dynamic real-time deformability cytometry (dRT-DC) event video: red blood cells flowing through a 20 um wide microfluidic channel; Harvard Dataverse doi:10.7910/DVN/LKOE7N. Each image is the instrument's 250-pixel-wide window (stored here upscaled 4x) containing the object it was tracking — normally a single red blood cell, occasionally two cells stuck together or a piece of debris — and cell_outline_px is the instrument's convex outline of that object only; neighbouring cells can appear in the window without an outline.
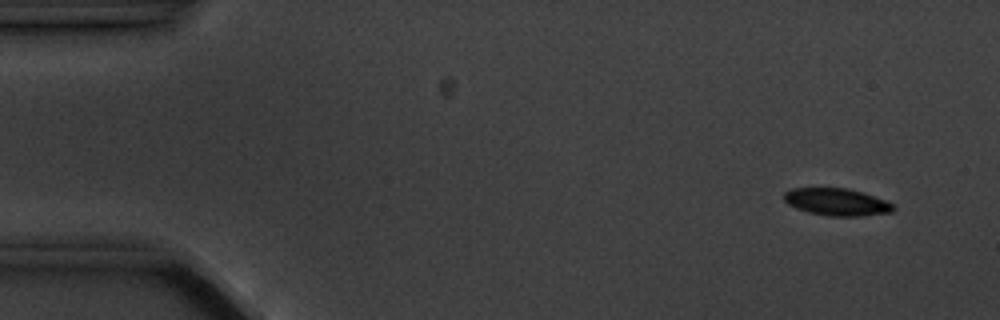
{"species": "common noctule bat (a hibernating species)", "species_latin": "Nyctalus noctula", "temperature_condition": "cold", "stored_images_in_passage": 6, "camera_frame_rate_fps": 3000, "um_per_image_px": 0.085, "animal": {"sex": "male", "body_mass_g": 20.1, "forearm_length_mm": 53.5}, "frame": {"image": 1, "passage_image": 1, "time_ms": 0.0, "image_size_px": [1000, 320], "cell_outline_px": [[896, 208], [892, 212], [864, 216], [828, 216], [808, 212], [796, 208], [788, 204], [784, 200], [784, 192], [792, 188], [848, 188], [884, 200], [892, 204]], "centroid_in_image_um": [71.1, 17.17], "position_along_channel_um": 13.9, "area_um2": 17.28}}
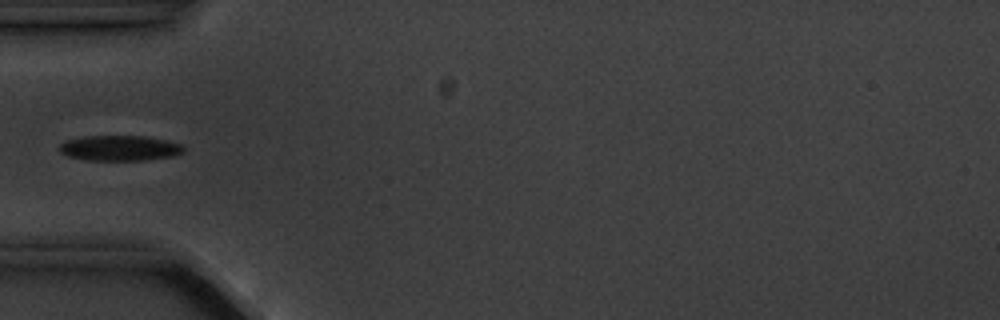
{"frame": {"image": 2, "passage_image": 5, "time_ms": 4.667, "image_size_px": [1000, 320], "cell_outline_px": [[184, 152], [172, 156], [144, 160], [88, 160], [68, 156], [60, 152], [56, 148], [64, 140], [84, 136], [144, 136], [164, 140], [180, 144], [184, 148]], "centroid_in_image_um": [10.11, 12.58], "position_along_channel_um": 74.9, "area_um2": 18.32}}
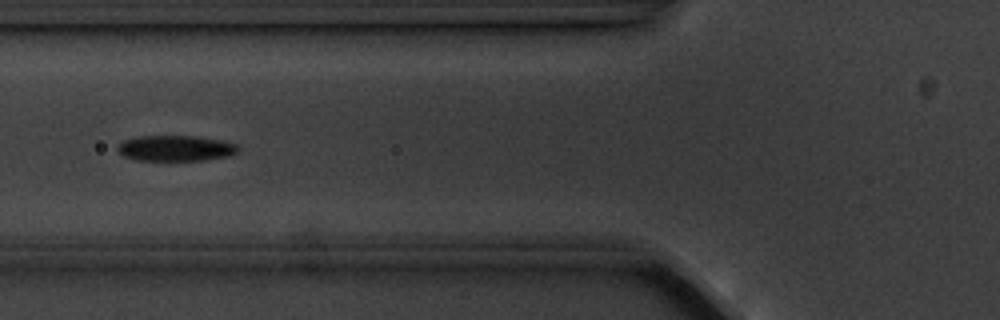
{"frame": {"image": 3, "passage_image": 6, "time_ms": 5.667, "image_size_px": [1000, 320], "cell_outline_px": [[240, 148], [236, 152], [228, 156], [204, 160], [136, 160], [124, 156], [116, 152], [116, 144], [124, 140], [140, 136], [200, 136], [220, 140], [236, 144]], "centroid_in_image_um": [14.88, 12.59], "position_along_channel_um": 110.9, "area_um2": 18.15}}